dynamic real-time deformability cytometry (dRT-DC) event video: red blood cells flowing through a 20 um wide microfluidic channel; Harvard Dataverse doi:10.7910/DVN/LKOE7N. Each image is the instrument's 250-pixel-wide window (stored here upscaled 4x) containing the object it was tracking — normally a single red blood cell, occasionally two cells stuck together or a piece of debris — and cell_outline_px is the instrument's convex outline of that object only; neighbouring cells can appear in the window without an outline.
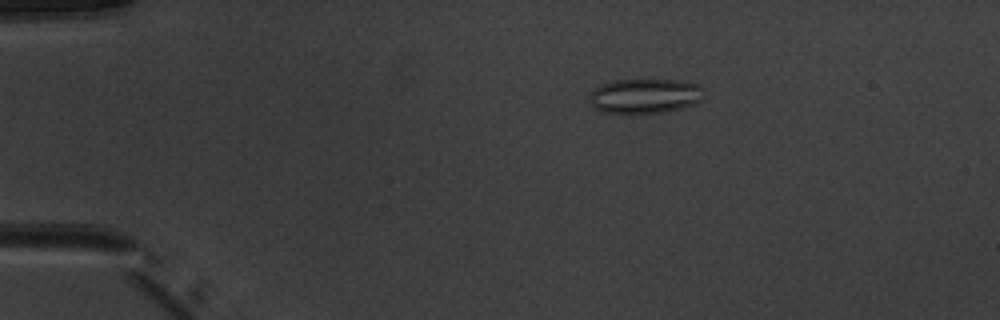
{"species": "common noctule bat (a hibernating species)", "species_latin": "Nyctalus noctula", "temperature_condition": "warm", "stored_images_in_passage": 42, "camera_frame_rate_fps": 3000, "um_per_image_px": 0.085, "animal": {"sex": "male", "body_mass_g": 20.1, "forearm_length_mm": 53.5}, "frame": {"image": 1, "passage_image": 1, "time_ms": 0.0, "image_size_px": [1000, 320], "cell_outline_px": [[704, 88], [696, 100], [692, 104], [680, 108], [660, 112], [600, 112], [592, 104], [592, 92], [600, 84], [616, 80], [676, 80], [696, 84]], "centroid_in_image_um": [54.78, 8.13], "position_along_channel_um": 30.2, "area_um2": 22.2}}
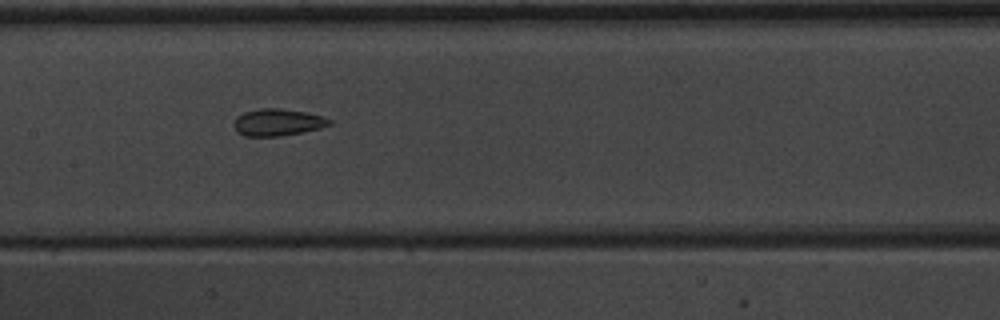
{"frame": {"image": 2, "passage_image": 17, "time_ms": 5.333, "image_size_px": [1000, 320], "cell_outline_px": [[332, 124], [320, 128], [280, 136], [244, 136], [236, 132], [232, 124], [236, 116], [244, 112], [260, 108], [280, 108], [304, 112], [320, 116], [332, 120]], "centroid_in_image_um": [23.54, 10.4], "position_along_channel_um": 183.9, "area_um2": 15.03}}
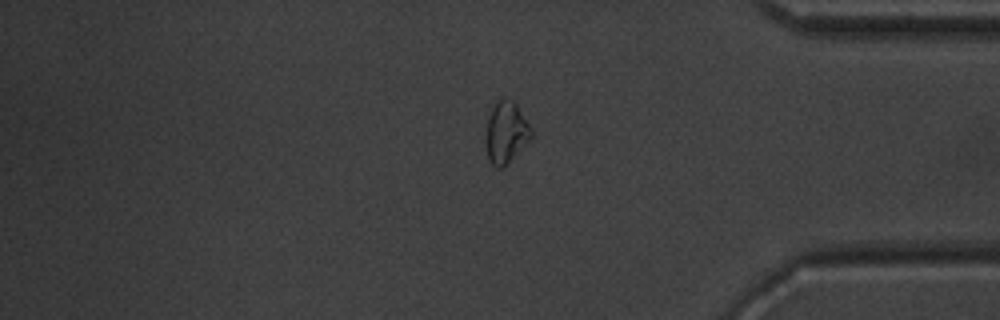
{"frame": {"image": 3, "passage_image": 34, "time_ms": 11.0, "image_size_px": [1000, 320], "cell_outline_px": [[532, 140], [504, 168], [496, 168], [488, 160], [484, 140], [484, 136], [488, 116], [492, 108], [500, 100], [512, 100], [516, 104], [528, 124], [532, 132]], "centroid_in_image_um": [42.99, 11.35], "position_along_channel_um": 392.2, "area_um2": 16.59}, "authors_computed_cell_mechanics": {"area_um2": 15.5482, "velocity_mm_per_s": 4.013, "shape_relaxation_time_tau1_ms": null, "shape_relaxation_time_tau2_ms": 2.5544, "deformation_change_tau1": null, "deformation_change_tau2": 0.0873}}